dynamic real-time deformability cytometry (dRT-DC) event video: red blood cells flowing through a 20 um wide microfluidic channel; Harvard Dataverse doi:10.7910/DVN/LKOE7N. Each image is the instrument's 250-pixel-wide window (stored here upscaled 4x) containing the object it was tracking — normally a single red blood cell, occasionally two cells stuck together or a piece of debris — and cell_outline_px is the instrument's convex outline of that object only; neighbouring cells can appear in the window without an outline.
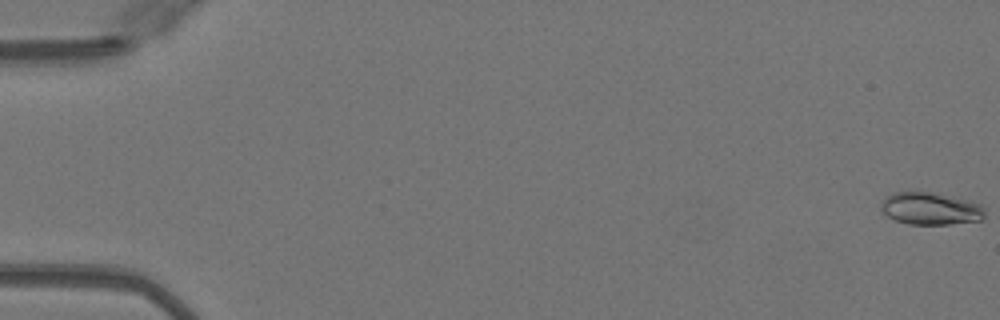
{"species": "Egyptian fruit bat (a non-hibernating species)", "species_latin": "Rousettus aegyptiacus", "temperature_condition": "warm", "stored_images_in_passage": 45, "camera_frame_rate_fps": 3000, "um_per_image_px": 0.085, "animal": {"sex": "female"}, "frame": {"image": 1, "passage_image": 1, "time_ms": 0.0, "image_size_px": [1000, 320], "cell_outline_px": [[984, 220], [948, 224], [908, 224], [896, 220], [888, 216], [880, 208], [880, 204], [884, 196], [892, 192], [928, 192], [972, 200], [980, 204], [984, 208]], "centroid_in_image_um": [79.1, 17.72], "position_along_channel_um": 5.9, "area_um2": 19.71}}
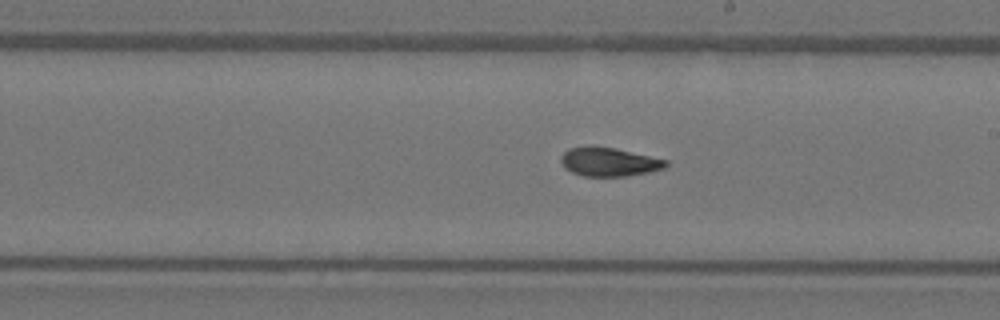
{"frame": {"image": 2, "passage_image": 30, "time_ms": 9.667, "image_size_px": [1000, 320], "cell_outline_px": [[668, 164], [664, 168], [648, 172], [624, 176], [584, 176], [572, 172], [564, 168], [560, 160], [560, 156], [568, 148], [588, 144], [592, 144], [616, 148], [668, 160]], "centroid_in_image_um": [51.71, 13.72], "position_along_channel_um": 237.3, "area_um2": 17.92}}
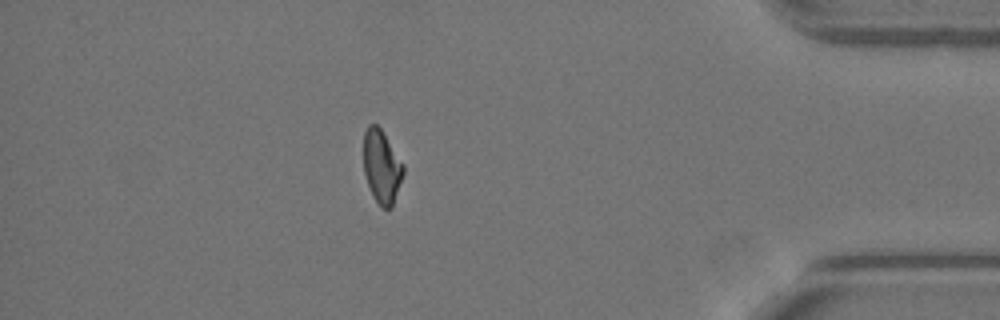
{"frame": {"image": 3, "passage_image": 45, "time_ms": 14.667, "image_size_px": [1000, 320], "cell_outline_px": [[404, 172], [392, 208], [384, 208], [372, 196], [364, 172], [364, 132], [368, 124], [376, 124], [380, 128], [404, 164]], "centroid_in_image_um": [32.45, 14.16], "position_along_channel_um": 402.8, "area_um2": 16.82}, "authors_computed_cell_mechanics": {"area_um2": 17.9758, "velocity_mm_per_s": 4.0993, "shape_relaxation_time_tau1_ms": null, "shape_relaxation_time_tau2_ms": 3.1915, "deformation_change_tau1": null, "deformation_change_tau2": 0.0844}}